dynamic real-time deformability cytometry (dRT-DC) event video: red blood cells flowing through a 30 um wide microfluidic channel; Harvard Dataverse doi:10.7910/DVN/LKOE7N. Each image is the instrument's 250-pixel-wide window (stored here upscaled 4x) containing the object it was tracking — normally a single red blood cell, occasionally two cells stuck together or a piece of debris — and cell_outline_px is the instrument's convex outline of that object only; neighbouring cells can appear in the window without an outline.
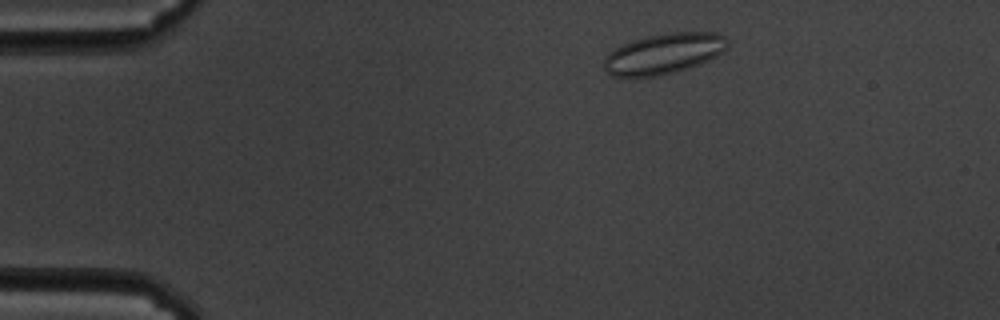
{"species": "common noctule bat (a hibernating species)", "species_latin": "Nyctalus noctula", "temperature_condition": "cold", "stored_images_in_passage": 53, "camera_frame_rate_fps": 3000, "um_per_image_px": 0.085, "animal": {"sex": "male", "body_mass_g": 19.5, "forearm_length_mm": 54.6}, "frame": {"image": 1, "passage_image": 4, "time_ms": 1.0, "image_size_px": [1000, 320], "cell_outline_px": [[728, 44], [716, 56], [700, 64], [676, 72], [656, 76], [608, 76], [604, 68], [604, 56], [608, 52], [632, 40], [648, 36], [668, 32], [716, 32], [724, 36], [728, 40]], "centroid_in_image_um": [56.39, 4.56], "position_along_channel_um": 28.6, "area_um2": 29.19}}
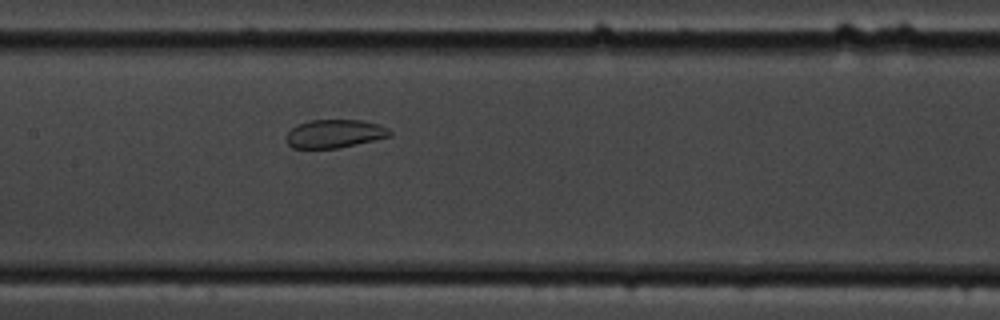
{"frame": {"image": 2, "passage_image": 23, "time_ms": 7.333, "image_size_px": [1000, 320], "cell_outline_px": [[392, 136], [340, 148], [292, 148], [288, 144], [288, 132], [296, 124], [312, 120], [360, 120], [380, 124], [388, 128], [392, 132]], "centroid_in_image_um": [28.49, 11.36], "position_along_channel_um": 178.9, "area_um2": 17.11}}
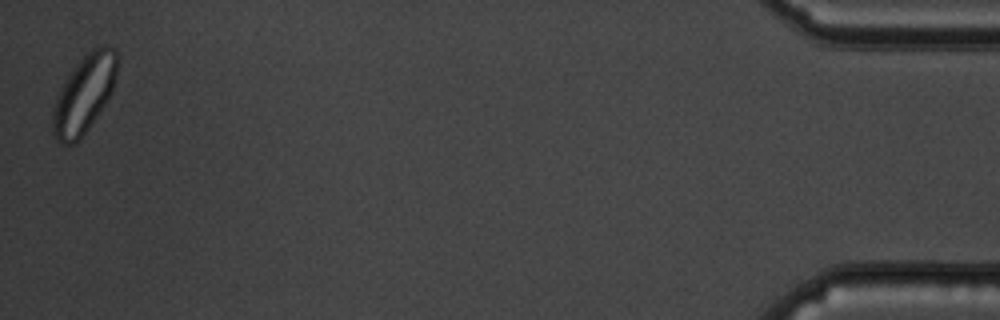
{"frame": {"image": 3, "passage_image": 53, "time_ms": 17.333, "image_size_px": [1000, 320], "cell_outline_px": [[116, 76], [112, 92], [80, 140], [76, 144], [60, 144], [56, 140], [52, 132], [52, 112], [56, 96], [64, 80], [76, 64], [96, 44], [104, 44], [116, 48]], "centroid_in_image_um": [7.13, 7.99], "position_along_channel_um": 428.1, "area_um2": 29.36}}